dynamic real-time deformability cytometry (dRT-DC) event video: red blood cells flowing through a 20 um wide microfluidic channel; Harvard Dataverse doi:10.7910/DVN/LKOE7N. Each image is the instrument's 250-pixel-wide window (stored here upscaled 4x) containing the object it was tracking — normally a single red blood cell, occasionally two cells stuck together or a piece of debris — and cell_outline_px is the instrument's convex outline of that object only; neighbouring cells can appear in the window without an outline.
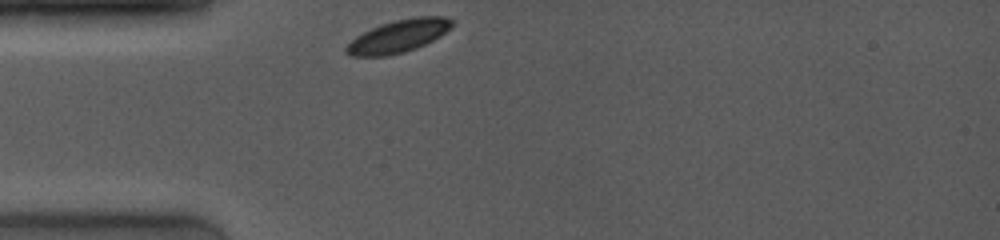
{"species": "common noctule bat (a hibernating species)", "species_latin": "Nyctalus noctula", "temperature_condition": "room temperature", "stored_images_in_passage": 23, "camera_frame_rate_fps": 4000, "um_per_image_px": 0.085, "animal": {"sex": "female", "body_mass_g": 19.0, "forearm_length_mm": 53.3}, "frame": {"image": 1, "passage_image": 1, "time_ms": 0.0, "image_size_px": [1000, 240], "cell_outline_px": [[452, 24], [440, 36], [416, 48], [404, 52], [384, 56], [352, 56], [344, 52], [344, 48], [356, 36], [380, 24], [396, 20], [416, 16], [444, 16], [452, 20]], "centroid_in_image_um": [33.83, 3.07], "position_along_channel_um": 51.2, "area_um2": 19.83}}
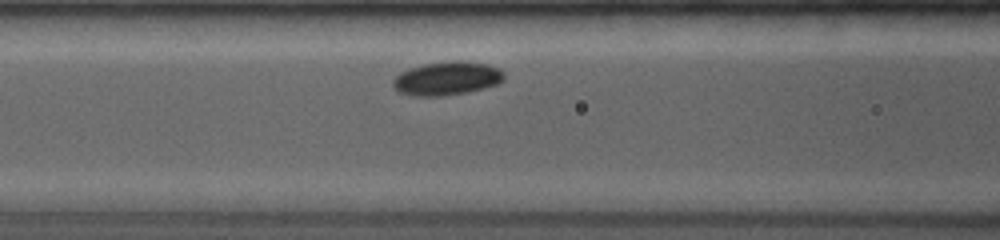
{"frame": {"image": 2, "passage_image": 10, "time_ms": 2.25, "image_size_px": [1000, 240], "cell_outline_px": [[504, 80], [496, 84], [484, 88], [468, 92], [440, 96], [412, 96], [400, 92], [392, 84], [392, 80], [400, 72], [408, 68], [424, 64], [448, 60], [468, 60], [488, 64], [500, 68], [504, 72]], "centroid_in_image_um": [38.01, 6.64], "position_along_channel_um": 128.6, "area_um2": 22.08}}
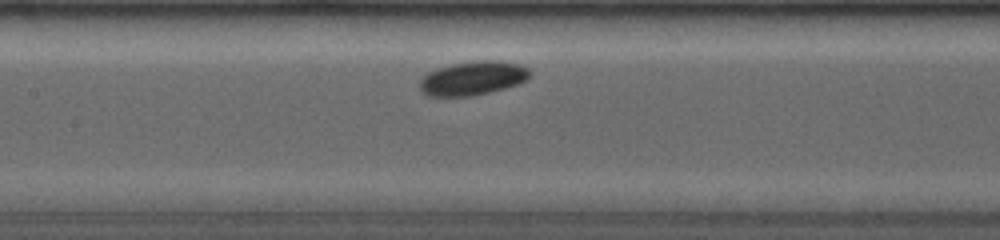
{"frame": {"image": 3, "passage_image": 14, "time_ms": 3.25, "image_size_px": [1000, 240], "cell_outline_px": [[532, 72], [528, 80], [520, 84], [472, 96], [428, 96], [420, 92], [420, 80], [428, 72], [436, 68], [452, 64], [476, 60], [500, 60], [520, 64], [528, 68]], "centroid_in_image_um": [40.22, 6.64], "position_along_channel_um": 167.2, "area_um2": 22.08}}